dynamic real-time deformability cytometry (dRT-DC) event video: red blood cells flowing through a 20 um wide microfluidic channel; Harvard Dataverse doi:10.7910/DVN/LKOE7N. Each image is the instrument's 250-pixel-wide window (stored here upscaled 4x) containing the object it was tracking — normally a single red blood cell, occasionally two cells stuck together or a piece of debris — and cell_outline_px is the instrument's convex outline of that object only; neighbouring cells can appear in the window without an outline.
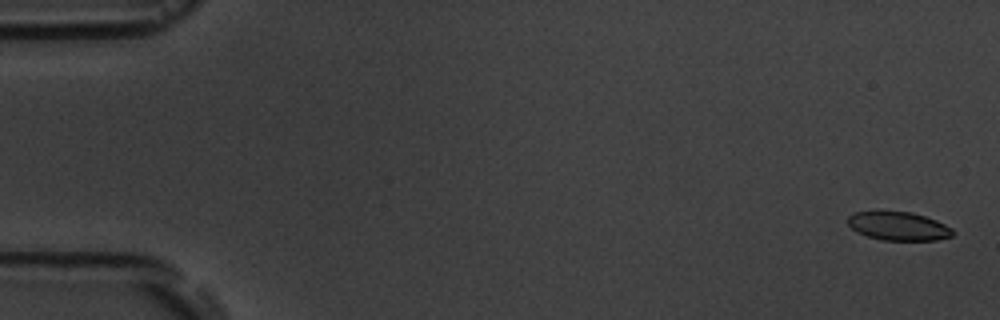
{"species": "common noctule bat (a hibernating species)", "species_latin": "Nyctalus noctula", "temperature_condition": "room temperature", "stored_images_in_passage": 6, "camera_frame_rate_fps": 3000, "um_per_image_px": 0.085, "animal": {"sex": "male", "body_mass_g": 19.5, "forearm_length_mm": 54.6}, "frame": {"image": 1, "passage_image": 1, "time_ms": 0.0, "image_size_px": [1000, 320], "cell_outline_px": [[956, 232], [952, 236], [936, 240], [884, 240], [868, 236], [856, 232], [848, 224], [848, 216], [852, 212], [876, 208], [912, 212], [936, 220], [952, 228]], "centroid_in_image_um": [76.31, 19.16], "position_along_channel_um": 8.7, "area_um2": 18.21}}
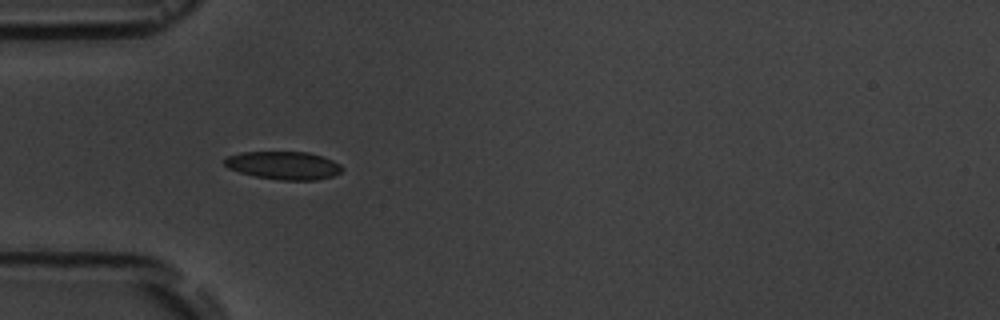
{"frame": {"image": 2, "passage_image": 5, "time_ms": 5.333, "image_size_px": [1000, 320], "cell_outline_px": [[344, 168], [340, 172], [332, 176], [316, 180], [280, 180], [256, 176], [240, 172], [228, 168], [224, 164], [224, 160], [228, 156], [240, 152], [308, 152], [332, 160], [340, 164]], "centroid_in_image_um": [24.11, 14.06], "position_along_channel_um": 60.9, "area_um2": 19.07}}
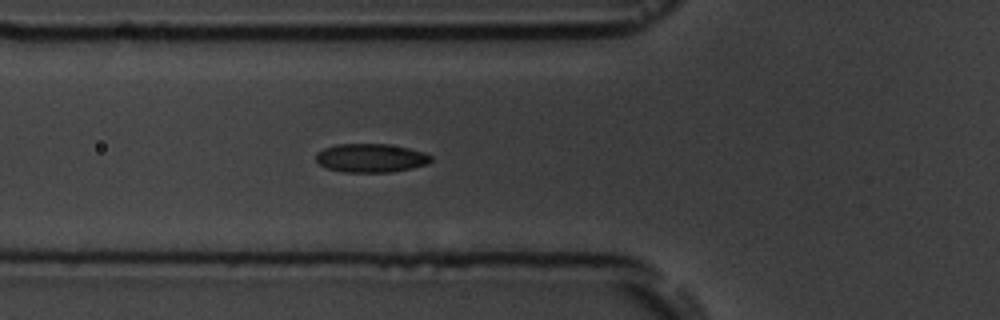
{"frame": {"image": 3, "passage_image": 6, "time_ms": 6.333, "image_size_px": [1000, 320], "cell_outline_px": [[432, 160], [428, 164], [412, 168], [392, 172], [344, 172], [324, 168], [316, 160], [316, 152], [324, 148], [336, 144], [388, 144], [408, 148], [424, 152], [432, 156]], "centroid_in_image_um": [31.52, 13.43], "position_along_channel_um": 94.3, "area_um2": 19.36}}